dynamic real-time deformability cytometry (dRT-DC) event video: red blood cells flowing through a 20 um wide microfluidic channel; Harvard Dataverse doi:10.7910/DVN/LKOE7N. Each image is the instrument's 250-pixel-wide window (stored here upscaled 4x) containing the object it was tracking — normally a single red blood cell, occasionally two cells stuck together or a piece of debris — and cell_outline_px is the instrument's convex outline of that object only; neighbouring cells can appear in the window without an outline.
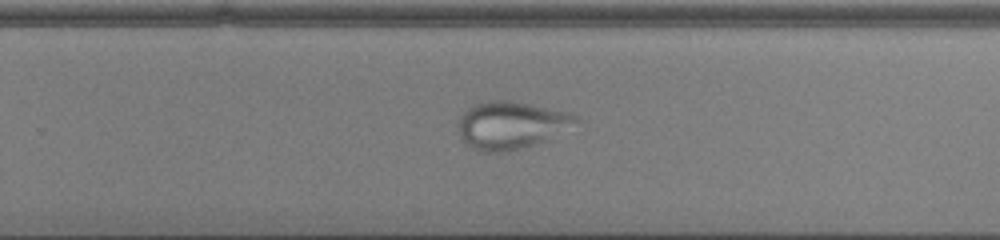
{"species": "common noctule bat (a hibernating species)", "species_latin": "Nyctalus noctula", "temperature_condition": "cold", "stored_images_in_passage": 53, "camera_frame_rate_fps": 3000, "um_per_image_px": 0.085, "animal": {"sex": "male", "body_mass_g": 13.0, "forearm_length_mm": 53.1}, "frame": {"image": 1, "passage_image": 36, "time_ms": 11.667, "image_size_px": [1000, 240], "cell_outline_px": [[580, 120], [548, 140], [508, 152], [480, 152], [472, 148], [460, 140], [456, 132], [456, 124], [460, 116], [468, 108], [476, 104], [488, 100], [508, 100], [568, 112], [576, 116]], "centroid_in_image_um": [43.35, 10.66], "position_along_channel_um": 286.5, "area_um2": 32.77}}